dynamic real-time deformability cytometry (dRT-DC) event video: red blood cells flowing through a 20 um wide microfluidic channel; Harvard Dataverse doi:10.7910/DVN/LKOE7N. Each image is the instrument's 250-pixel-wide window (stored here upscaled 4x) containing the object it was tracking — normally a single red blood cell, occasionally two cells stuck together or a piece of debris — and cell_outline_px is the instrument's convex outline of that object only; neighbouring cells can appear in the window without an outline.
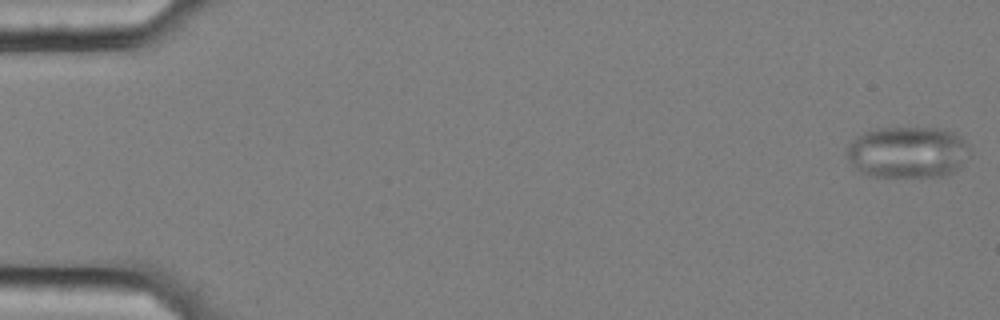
{"species": "common noctule bat (a hibernating species)", "species_latin": "Nyctalus noctula", "temperature_condition": "cold", "stored_images_in_passage": 57, "camera_frame_rate_fps": 3000, "um_per_image_px": 0.085, "animal": {"sex": "female", "body_mass_g": 25.1}, "frame": {"image": 1, "passage_image": 1, "time_ms": 0.0, "image_size_px": [1000, 320], "cell_outline_px": [[972, 156], [960, 168], [944, 176], [872, 176], [860, 172], [856, 168], [844, 152], [848, 144], [856, 136], [864, 132], [876, 128], [940, 128], [956, 132], [968, 144]], "centroid_in_image_um": [77.2, 12.92], "position_along_channel_um": 7.8, "area_um2": 37.45}}
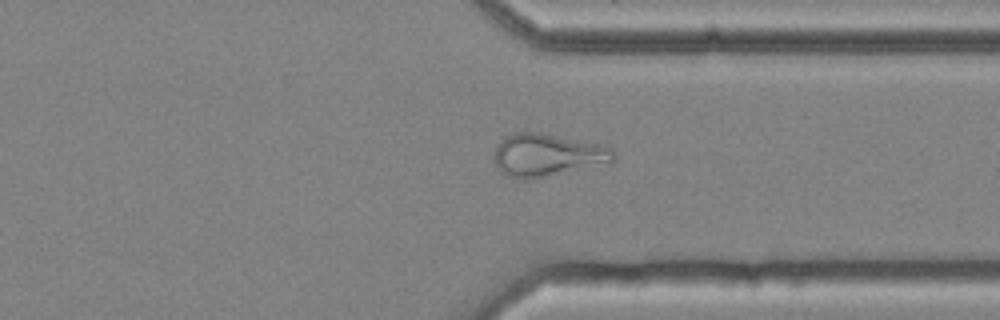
{"frame": {"image": 2, "passage_image": 44, "time_ms": 14.333, "image_size_px": [1000, 320], "cell_outline_px": [[616, 156], [612, 160], [528, 180], [520, 180], [508, 176], [500, 172], [496, 164], [496, 148], [500, 140], [504, 136], [516, 132], [540, 132], [596, 144], [612, 148]], "centroid_in_image_um": [46.41, 13.16], "position_along_channel_um": 365.0, "area_um2": 28.73}}
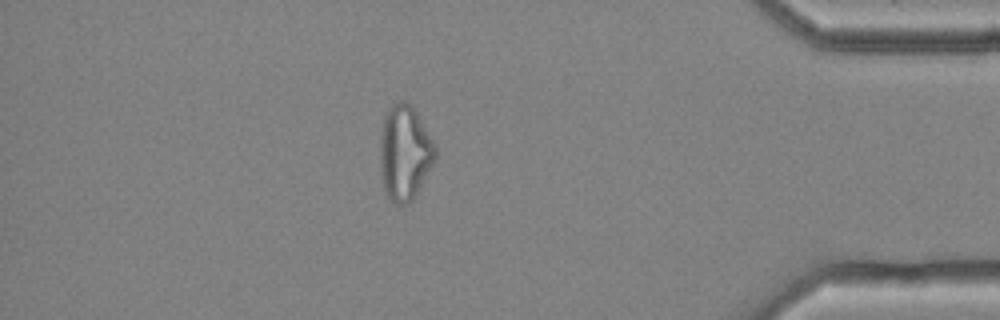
{"frame": {"image": 3, "passage_image": 50, "time_ms": 16.333, "image_size_px": [1000, 320], "cell_outline_px": [[436, 160], [416, 196], [408, 204], [396, 204], [384, 192], [380, 168], [380, 132], [384, 116], [388, 108], [392, 104], [400, 100], [404, 100], [412, 104], [432, 140], [436, 148]], "centroid_in_image_um": [34.39, 12.98], "position_along_channel_um": 400.8, "area_um2": 30.98}}